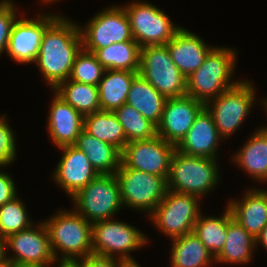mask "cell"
Returning a JSON list of instances; mask_svg holds the SVG:
<instances>
[{
    "label": "cell",
    "instance_id": "1",
    "mask_svg": "<svg viewBox=\"0 0 267 267\" xmlns=\"http://www.w3.org/2000/svg\"><path fill=\"white\" fill-rule=\"evenodd\" d=\"M79 28L60 14L44 32L35 64L52 90L69 79L75 58L83 48Z\"/></svg>",
    "mask_w": 267,
    "mask_h": 267
},
{
    "label": "cell",
    "instance_id": "2",
    "mask_svg": "<svg viewBox=\"0 0 267 267\" xmlns=\"http://www.w3.org/2000/svg\"><path fill=\"white\" fill-rule=\"evenodd\" d=\"M46 220L43 223L57 260L56 267H70L74 262L93 254L92 223L79 213L61 210ZM56 250L61 252L60 258Z\"/></svg>",
    "mask_w": 267,
    "mask_h": 267
},
{
    "label": "cell",
    "instance_id": "3",
    "mask_svg": "<svg viewBox=\"0 0 267 267\" xmlns=\"http://www.w3.org/2000/svg\"><path fill=\"white\" fill-rule=\"evenodd\" d=\"M237 52L226 47H214L200 67L187 77L186 95L204 104L237 85L233 81Z\"/></svg>",
    "mask_w": 267,
    "mask_h": 267
},
{
    "label": "cell",
    "instance_id": "4",
    "mask_svg": "<svg viewBox=\"0 0 267 267\" xmlns=\"http://www.w3.org/2000/svg\"><path fill=\"white\" fill-rule=\"evenodd\" d=\"M217 161L213 158L186 155L176 150L170 162L168 190L202 198L219 184Z\"/></svg>",
    "mask_w": 267,
    "mask_h": 267
},
{
    "label": "cell",
    "instance_id": "5",
    "mask_svg": "<svg viewBox=\"0 0 267 267\" xmlns=\"http://www.w3.org/2000/svg\"><path fill=\"white\" fill-rule=\"evenodd\" d=\"M138 73L166 98L186 95L187 78L171 59L166 44L141 48Z\"/></svg>",
    "mask_w": 267,
    "mask_h": 267
},
{
    "label": "cell",
    "instance_id": "6",
    "mask_svg": "<svg viewBox=\"0 0 267 267\" xmlns=\"http://www.w3.org/2000/svg\"><path fill=\"white\" fill-rule=\"evenodd\" d=\"M92 252L94 255L134 262L129 254L145 246L147 236L129 223L111 219L92 223ZM118 255V256H116Z\"/></svg>",
    "mask_w": 267,
    "mask_h": 267
},
{
    "label": "cell",
    "instance_id": "7",
    "mask_svg": "<svg viewBox=\"0 0 267 267\" xmlns=\"http://www.w3.org/2000/svg\"><path fill=\"white\" fill-rule=\"evenodd\" d=\"M115 176L120 188L122 205L147 212L148 215L155 210L168 191L166 177L128 168L122 162Z\"/></svg>",
    "mask_w": 267,
    "mask_h": 267
},
{
    "label": "cell",
    "instance_id": "8",
    "mask_svg": "<svg viewBox=\"0 0 267 267\" xmlns=\"http://www.w3.org/2000/svg\"><path fill=\"white\" fill-rule=\"evenodd\" d=\"M71 199L75 211L90 223L112 219L123 206L115 174L98 175Z\"/></svg>",
    "mask_w": 267,
    "mask_h": 267
},
{
    "label": "cell",
    "instance_id": "9",
    "mask_svg": "<svg viewBox=\"0 0 267 267\" xmlns=\"http://www.w3.org/2000/svg\"><path fill=\"white\" fill-rule=\"evenodd\" d=\"M254 90L253 83L241 80L205 104L222 138L232 136L249 115L256 98Z\"/></svg>",
    "mask_w": 267,
    "mask_h": 267
},
{
    "label": "cell",
    "instance_id": "10",
    "mask_svg": "<svg viewBox=\"0 0 267 267\" xmlns=\"http://www.w3.org/2000/svg\"><path fill=\"white\" fill-rule=\"evenodd\" d=\"M199 199L192 194L168 190L164 199L148 217L160 232L171 239L192 233L201 214Z\"/></svg>",
    "mask_w": 267,
    "mask_h": 267
},
{
    "label": "cell",
    "instance_id": "11",
    "mask_svg": "<svg viewBox=\"0 0 267 267\" xmlns=\"http://www.w3.org/2000/svg\"><path fill=\"white\" fill-rule=\"evenodd\" d=\"M123 8L129 19L133 39L141 48L166 44L182 28L174 25L164 11L151 3L136 1Z\"/></svg>",
    "mask_w": 267,
    "mask_h": 267
},
{
    "label": "cell",
    "instance_id": "12",
    "mask_svg": "<svg viewBox=\"0 0 267 267\" xmlns=\"http://www.w3.org/2000/svg\"><path fill=\"white\" fill-rule=\"evenodd\" d=\"M93 18L81 28L83 49L95 53L112 43L135 41L125 9L122 7H108L97 12Z\"/></svg>",
    "mask_w": 267,
    "mask_h": 267
},
{
    "label": "cell",
    "instance_id": "13",
    "mask_svg": "<svg viewBox=\"0 0 267 267\" xmlns=\"http://www.w3.org/2000/svg\"><path fill=\"white\" fill-rule=\"evenodd\" d=\"M6 247L15 252V257L7 258L16 267H50L57 261L43 221L9 235L6 238Z\"/></svg>",
    "mask_w": 267,
    "mask_h": 267
},
{
    "label": "cell",
    "instance_id": "14",
    "mask_svg": "<svg viewBox=\"0 0 267 267\" xmlns=\"http://www.w3.org/2000/svg\"><path fill=\"white\" fill-rule=\"evenodd\" d=\"M175 151V145L156 135L151 139L128 142L122 150L121 162L128 168L168 178Z\"/></svg>",
    "mask_w": 267,
    "mask_h": 267
},
{
    "label": "cell",
    "instance_id": "15",
    "mask_svg": "<svg viewBox=\"0 0 267 267\" xmlns=\"http://www.w3.org/2000/svg\"><path fill=\"white\" fill-rule=\"evenodd\" d=\"M58 16V14H42L36 18L16 19L11 29L6 54L20 64L35 62L44 32Z\"/></svg>",
    "mask_w": 267,
    "mask_h": 267
},
{
    "label": "cell",
    "instance_id": "16",
    "mask_svg": "<svg viewBox=\"0 0 267 267\" xmlns=\"http://www.w3.org/2000/svg\"><path fill=\"white\" fill-rule=\"evenodd\" d=\"M205 104L190 96L167 98L157 135L177 146L193 125Z\"/></svg>",
    "mask_w": 267,
    "mask_h": 267
},
{
    "label": "cell",
    "instance_id": "17",
    "mask_svg": "<svg viewBox=\"0 0 267 267\" xmlns=\"http://www.w3.org/2000/svg\"><path fill=\"white\" fill-rule=\"evenodd\" d=\"M59 149L63 154L54 170L53 179L72 197L99 174L85 153L76 146H62Z\"/></svg>",
    "mask_w": 267,
    "mask_h": 267
},
{
    "label": "cell",
    "instance_id": "18",
    "mask_svg": "<svg viewBox=\"0 0 267 267\" xmlns=\"http://www.w3.org/2000/svg\"><path fill=\"white\" fill-rule=\"evenodd\" d=\"M223 138L220 136L211 113L204 107L185 137L176 146V150L190 156L217 159L218 146Z\"/></svg>",
    "mask_w": 267,
    "mask_h": 267
},
{
    "label": "cell",
    "instance_id": "19",
    "mask_svg": "<svg viewBox=\"0 0 267 267\" xmlns=\"http://www.w3.org/2000/svg\"><path fill=\"white\" fill-rule=\"evenodd\" d=\"M47 131L56 147L74 145L84 129V116L54 92Z\"/></svg>",
    "mask_w": 267,
    "mask_h": 267
},
{
    "label": "cell",
    "instance_id": "20",
    "mask_svg": "<svg viewBox=\"0 0 267 267\" xmlns=\"http://www.w3.org/2000/svg\"><path fill=\"white\" fill-rule=\"evenodd\" d=\"M166 45L171 59L186 78L200 67L214 48L183 27Z\"/></svg>",
    "mask_w": 267,
    "mask_h": 267
},
{
    "label": "cell",
    "instance_id": "21",
    "mask_svg": "<svg viewBox=\"0 0 267 267\" xmlns=\"http://www.w3.org/2000/svg\"><path fill=\"white\" fill-rule=\"evenodd\" d=\"M246 191L242 200L231 199L227 206L232 217L256 238L267 224V190L250 188Z\"/></svg>",
    "mask_w": 267,
    "mask_h": 267
},
{
    "label": "cell",
    "instance_id": "22",
    "mask_svg": "<svg viewBox=\"0 0 267 267\" xmlns=\"http://www.w3.org/2000/svg\"><path fill=\"white\" fill-rule=\"evenodd\" d=\"M237 151L234 162L254 180L267 181V127H260Z\"/></svg>",
    "mask_w": 267,
    "mask_h": 267
},
{
    "label": "cell",
    "instance_id": "23",
    "mask_svg": "<svg viewBox=\"0 0 267 267\" xmlns=\"http://www.w3.org/2000/svg\"><path fill=\"white\" fill-rule=\"evenodd\" d=\"M256 239L233 217L228 207L227 236L223 250L215 262L227 264H247L253 258Z\"/></svg>",
    "mask_w": 267,
    "mask_h": 267
},
{
    "label": "cell",
    "instance_id": "24",
    "mask_svg": "<svg viewBox=\"0 0 267 267\" xmlns=\"http://www.w3.org/2000/svg\"><path fill=\"white\" fill-rule=\"evenodd\" d=\"M74 146L85 153L99 175L115 174L121 165L122 152L117 147L100 141L84 129L79 134Z\"/></svg>",
    "mask_w": 267,
    "mask_h": 267
},
{
    "label": "cell",
    "instance_id": "25",
    "mask_svg": "<svg viewBox=\"0 0 267 267\" xmlns=\"http://www.w3.org/2000/svg\"><path fill=\"white\" fill-rule=\"evenodd\" d=\"M166 100L165 96L138 74L131 83L126 103L157 127L162 118Z\"/></svg>",
    "mask_w": 267,
    "mask_h": 267
},
{
    "label": "cell",
    "instance_id": "26",
    "mask_svg": "<svg viewBox=\"0 0 267 267\" xmlns=\"http://www.w3.org/2000/svg\"><path fill=\"white\" fill-rule=\"evenodd\" d=\"M138 71L105 70L98 84L100 110L114 111L127 101L133 79Z\"/></svg>",
    "mask_w": 267,
    "mask_h": 267
},
{
    "label": "cell",
    "instance_id": "27",
    "mask_svg": "<svg viewBox=\"0 0 267 267\" xmlns=\"http://www.w3.org/2000/svg\"><path fill=\"white\" fill-rule=\"evenodd\" d=\"M171 267H208L215 257L192 232L172 239Z\"/></svg>",
    "mask_w": 267,
    "mask_h": 267
},
{
    "label": "cell",
    "instance_id": "28",
    "mask_svg": "<svg viewBox=\"0 0 267 267\" xmlns=\"http://www.w3.org/2000/svg\"><path fill=\"white\" fill-rule=\"evenodd\" d=\"M84 130L100 141L117 147L121 152L127 144L123 127L113 111H97L84 116Z\"/></svg>",
    "mask_w": 267,
    "mask_h": 267
},
{
    "label": "cell",
    "instance_id": "29",
    "mask_svg": "<svg viewBox=\"0 0 267 267\" xmlns=\"http://www.w3.org/2000/svg\"><path fill=\"white\" fill-rule=\"evenodd\" d=\"M141 46L136 41L112 43L94 54L105 70L139 71Z\"/></svg>",
    "mask_w": 267,
    "mask_h": 267
},
{
    "label": "cell",
    "instance_id": "30",
    "mask_svg": "<svg viewBox=\"0 0 267 267\" xmlns=\"http://www.w3.org/2000/svg\"><path fill=\"white\" fill-rule=\"evenodd\" d=\"M53 92L83 116L100 111L99 92L96 85L78 83L68 79L60 83Z\"/></svg>",
    "mask_w": 267,
    "mask_h": 267
},
{
    "label": "cell",
    "instance_id": "31",
    "mask_svg": "<svg viewBox=\"0 0 267 267\" xmlns=\"http://www.w3.org/2000/svg\"><path fill=\"white\" fill-rule=\"evenodd\" d=\"M228 225V206L225 212L219 217L206 216L203 217L202 213L198 217L193 232L216 258L223 250Z\"/></svg>",
    "mask_w": 267,
    "mask_h": 267
},
{
    "label": "cell",
    "instance_id": "32",
    "mask_svg": "<svg viewBox=\"0 0 267 267\" xmlns=\"http://www.w3.org/2000/svg\"><path fill=\"white\" fill-rule=\"evenodd\" d=\"M113 112L123 127L127 143L151 139L157 135V127L128 103H124Z\"/></svg>",
    "mask_w": 267,
    "mask_h": 267
},
{
    "label": "cell",
    "instance_id": "33",
    "mask_svg": "<svg viewBox=\"0 0 267 267\" xmlns=\"http://www.w3.org/2000/svg\"><path fill=\"white\" fill-rule=\"evenodd\" d=\"M23 201L16 196L13 200L0 207V236L9 235L29 228L32 224Z\"/></svg>",
    "mask_w": 267,
    "mask_h": 267
},
{
    "label": "cell",
    "instance_id": "34",
    "mask_svg": "<svg viewBox=\"0 0 267 267\" xmlns=\"http://www.w3.org/2000/svg\"><path fill=\"white\" fill-rule=\"evenodd\" d=\"M104 71L105 69L96 55L82 48L72 65L69 79L78 83L98 86Z\"/></svg>",
    "mask_w": 267,
    "mask_h": 267
},
{
    "label": "cell",
    "instance_id": "35",
    "mask_svg": "<svg viewBox=\"0 0 267 267\" xmlns=\"http://www.w3.org/2000/svg\"><path fill=\"white\" fill-rule=\"evenodd\" d=\"M6 114L0 116V167L9 165L16 159V140Z\"/></svg>",
    "mask_w": 267,
    "mask_h": 267
},
{
    "label": "cell",
    "instance_id": "36",
    "mask_svg": "<svg viewBox=\"0 0 267 267\" xmlns=\"http://www.w3.org/2000/svg\"><path fill=\"white\" fill-rule=\"evenodd\" d=\"M14 5L11 0L0 1V55L7 50L11 29L17 19Z\"/></svg>",
    "mask_w": 267,
    "mask_h": 267
},
{
    "label": "cell",
    "instance_id": "37",
    "mask_svg": "<svg viewBox=\"0 0 267 267\" xmlns=\"http://www.w3.org/2000/svg\"><path fill=\"white\" fill-rule=\"evenodd\" d=\"M98 255H89L83 259L74 262L70 267H121L125 261Z\"/></svg>",
    "mask_w": 267,
    "mask_h": 267
},
{
    "label": "cell",
    "instance_id": "38",
    "mask_svg": "<svg viewBox=\"0 0 267 267\" xmlns=\"http://www.w3.org/2000/svg\"><path fill=\"white\" fill-rule=\"evenodd\" d=\"M16 186L11 175L0 171V207L13 200L17 195Z\"/></svg>",
    "mask_w": 267,
    "mask_h": 267
},
{
    "label": "cell",
    "instance_id": "39",
    "mask_svg": "<svg viewBox=\"0 0 267 267\" xmlns=\"http://www.w3.org/2000/svg\"><path fill=\"white\" fill-rule=\"evenodd\" d=\"M255 239L256 246L261 244L267 249V224L263 227L260 234Z\"/></svg>",
    "mask_w": 267,
    "mask_h": 267
},
{
    "label": "cell",
    "instance_id": "40",
    "mask_svg": "<svg viewBox=\"0 0 267 267\" xmlns=\"http://www.w3.org/2000/svg\"><path fill=\"white\" fill-rule=\"evenodd\" d=\"M7 247L6 239L0 236V262H3L7 259Z\"/></svg>",
    "mask_w": 267,
    "mask_h": 267
},
{
    "label": "cell",
    "instance_id": "41",
    "mask_svg": "<svg viewBox=\"0 0 267 267\" xmlns=\"http://www.w3.org/2000/svg\"><path fill=\"white\" fill-rule=\"evenodd\" d=\"M0 267H16V266L9 258H7L5 261L0 262Z\"/></svg>",
    "mask_w": 267,
    "mask_h": 267
},
{
    "label": "cell",
    "instance_id": "42",
    "mask_svg": "<svg viewBox=\"0 0 267 267\" xmlns=\"http://www.w3.org/2000/svg\"><path fill=\"white\" fill-rule=\"evenodd\" d=\"M121 267H141L137 261L134 262H125Z\"/></svg>",
    "mask_w": 267,
    "mask_h": 267
},
{
    "label": "cell",
    "instance_id": "43",
    "mask_svg": "<svg viewBox=\"0 0 267 267\" xmlns=\"http://www.w3.org/2000/svg\"><path fill=\"white\" fill-rule=\"evenodd\" d=\"M261 102H262L263 106H265V108H266L265 110H266V113H267V99H262Z\"/></svg>",
    "mask_w": 267,
    "mask_h": 267
},
{
    "label": "cell",
    "instance_id": "44",
    "mask_svg": "<svg viewBox=\"0 0 267 267\" xmlns=\"http://www.w3.org/2000/svg\"><path fill=\"white\" fill-rule=\"evenodd\" d=\"M42 1V3L44 2L45 4L47 3V4H49L50 2L51 3H55V1H59V0H41ZM54 1V2H53Z\"/></svg>",
    "mask_w": 267,
    "mask_h": 267
}]
</instances>
